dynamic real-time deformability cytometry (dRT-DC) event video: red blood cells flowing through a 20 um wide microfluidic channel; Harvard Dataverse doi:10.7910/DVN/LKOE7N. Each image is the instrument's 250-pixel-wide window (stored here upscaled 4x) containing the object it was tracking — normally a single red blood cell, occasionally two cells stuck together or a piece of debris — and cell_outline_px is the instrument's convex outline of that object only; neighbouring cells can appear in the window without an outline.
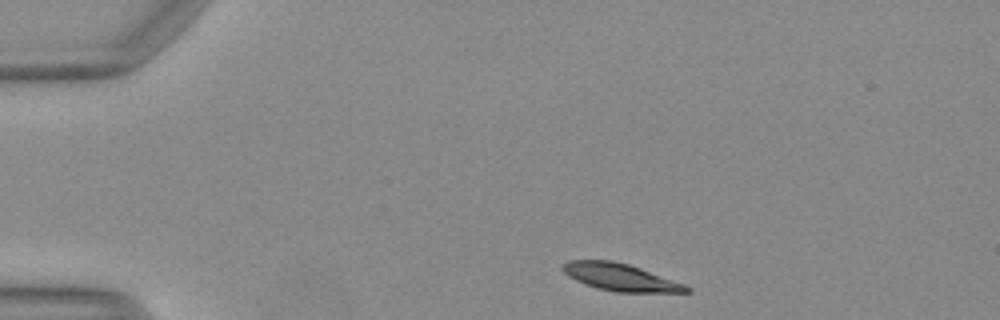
{"species": "Egyptian fruit bat (a non-hibernating species)", "species_latin": "Rousettus aegyptiacus", "temperature_condition": "warm", "stored_images_in_passage": 42, "camera_frame_rate_fps": 3000, "um_per_image_px": 0.085, "animal": {"sex": "female"}, "frame": {"image": 1, "passage_image": 2, "time_ms": 0.333, "image_size_px": [1000, 320], "cell_outline_px": [[692, 292], [616, 292], [596, 288], [584, 284], [568, 276], [560, 268], [568, 260], [612, 260], [628, 264], [640, 268], [684, 284], [692, 288]], "centroid_in_image_um": [52.71, 23.56], "position_along_channel_um": 32.3, "area_um2": 19.59}}
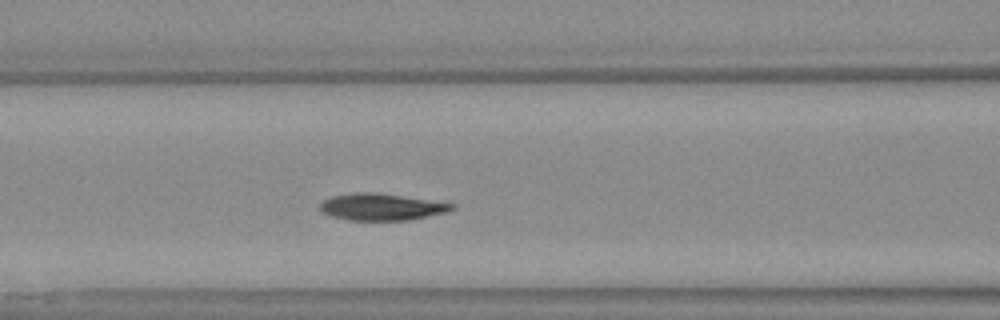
{"frame": {"image": 2, "passage_image": 14, "time_ms": 4.333, "image_size_px": [1000, 320], "cell_outline_px": [[456, 208], [448, 212], [408, 220], [348, 220], [332, 216], [324, 212], [320, 208], [320, 204], [324, 200], [332, 196], [356, 192], [372, 192], [456, 204]], "centroid_in_image_um": [32.44, 17.59], "position_along_channel_um": 134.2, "area_um2": 20.29}}
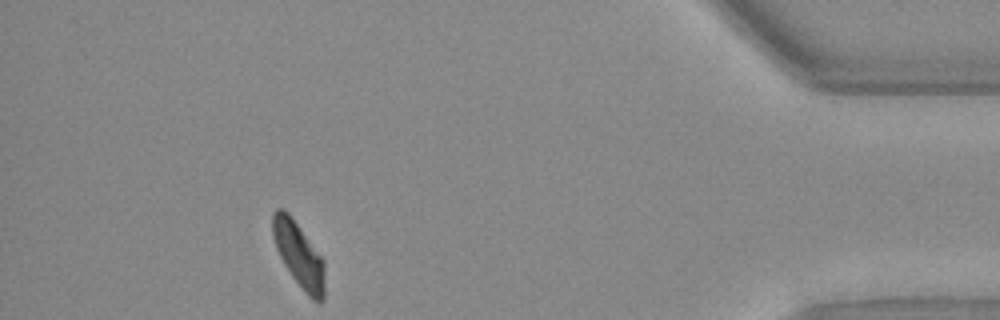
{"frame": {"image": 3, "passage_image": 38, "time_ms": 12.333, "image_size_px": [1000, 320], "cell_outline_px": [[324, 300], [320, 304], [312, 300], [304, 292], [292, 276], [284, 264], [276, 248], [272, 232], [272, 212], [276, 208], [284, 208], [288, 212], [324, 260]], "centroid_in_image_um": [25.4, 21.67], "position_along_channel_um": 409.8, "area_um2": 19.71}, "authors_computed_cell_mechanics": {"area_um2": 20.519, "velocity_mm_per_s": 4.0943, "shape_relaxation_time_tau1_ms": 4.01, "shape_relaxation_time_tau2_ms": null, "deformation_change_tau1": 0.1476, "deformation_change_tau2": null}}